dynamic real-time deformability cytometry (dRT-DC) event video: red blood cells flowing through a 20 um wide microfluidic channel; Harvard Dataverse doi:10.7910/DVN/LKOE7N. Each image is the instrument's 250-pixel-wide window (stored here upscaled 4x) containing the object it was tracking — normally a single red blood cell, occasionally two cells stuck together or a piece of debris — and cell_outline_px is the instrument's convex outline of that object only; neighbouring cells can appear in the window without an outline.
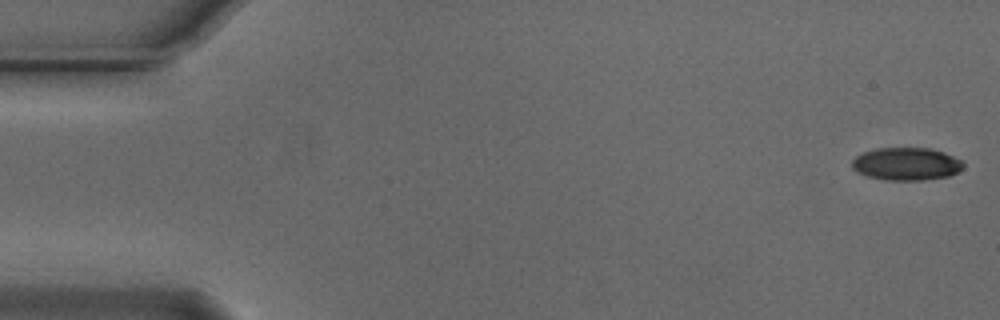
{"species": "Egyptian fruit bat (a non-hibernating species)", "species_latin": "Rousettus aegyptiacus", "temperature_condition": "cold", "stored_images_in_passage": 54, "camera_frame_rate_fps": 3000, "um_per_image_px": 0.085, "animal": {"sex": "male"}, "frame": {"image": 1, "passage_image": 1, "time_ms": 0.0, "image_size_px": [1000, 320], "cell_outline_px": [[964, 168], [948, 176], [924, 180], [884, 180], [868, 176], [856, 172], [852, 168], [852, 160], [856, 156], [864, 152], [876, 148], [928, 148], [944, 152], [960, 160], [964, 164]], "centroid_in_image_um": [77.02, 13.94], "position_along_channel_um": 8.0, "area_um2": 21.21}}
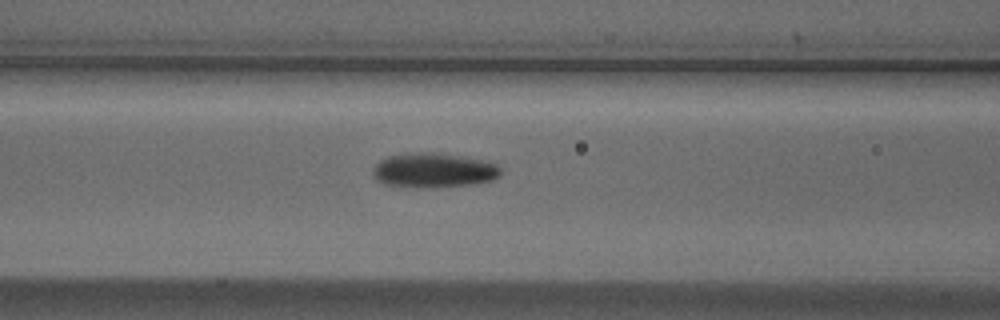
{"frame": {"image": 2, "passage_image": 22, "time_ms": 7.0, "image_size_px": [1000, 320], "cell_outline_px": [[500, 176], [492, 180], [472, 184], [428, 188], [388, 184], [376, 180], [372, 172], [372, 168], [380, 160], [388, 156], [404, 152], [440, 152], [480, 160], [496, 164], [500, 168]], "centroid_in_image_um": [36.83, 14.46], "position_along_channel_um": 129.8, "area_um2": 25.78}}
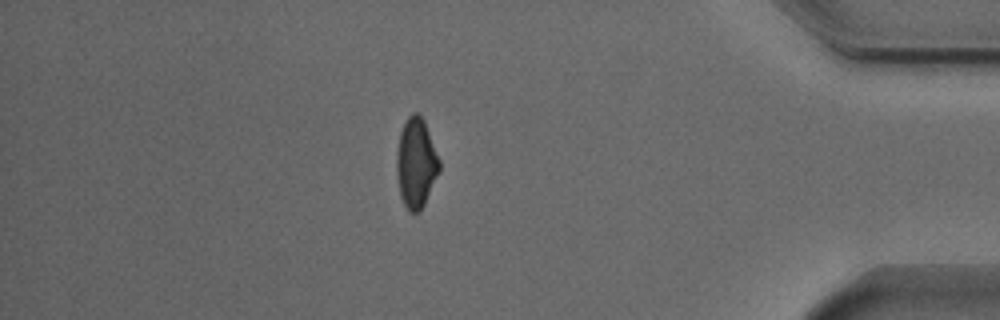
{"frame": {"image": 3, "passage_image": 47, "time_ms": 15.333, "image_size_px": [1000, 320], "cell_outline_px": [[440, 168], [424, 204], [420, 212], [408, 212], [400, 196], [396, 172], [396, 152], [400, 132], [408, 116], [412, 112], [416, 112], [424, 120], [440, 160]], "centroid_in_image_um": [35.35, 13.86], "position_along_channel_um": 399.9, "area_um2": 22.31}, "authors_computed_cell_mechanics": {"area_um2": 22.9755, "velocity_mm_per_s": 3.7364, "shape_relaxation_time_tau1_ms": 2.741, "shape_relaxation_time_tau2_ms": 5.5084, "deformation_change_tau1": 0.1249, "deformation_change_tau2": 0.1132}}